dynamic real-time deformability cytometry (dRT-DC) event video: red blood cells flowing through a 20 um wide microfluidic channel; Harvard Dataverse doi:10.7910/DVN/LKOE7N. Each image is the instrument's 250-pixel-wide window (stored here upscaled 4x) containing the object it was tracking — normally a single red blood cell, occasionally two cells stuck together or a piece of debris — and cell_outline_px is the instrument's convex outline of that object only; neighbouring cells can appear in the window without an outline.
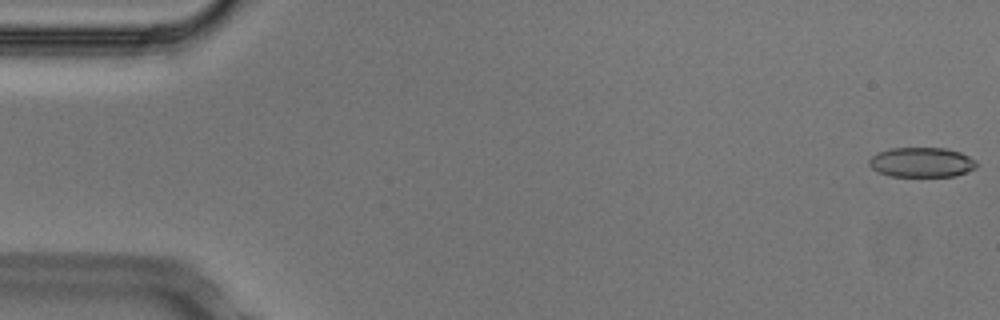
{"species": "Egyptian fruit bat (a non-hibernating species)", "species_latin": "Rousettus aegyptiacus", "temperature_condition": "cold", "stored_images_in_passage": 54, "camera_frame_rate_fps": 3000, "um_per_image_px": 0.085, "animal": {"sex": "male"}, "frame": {"image": 1, "passage_image": 1, "time_ms": 0.0, "image_size_px": [1000, 320], "cell_outline_px": [[976, 168], [956, 176], [892, 176], [880, 172], [872, 168], [868, 164], [868, 160], [872, 156], [880, 152], [892, 148], [944, 148], [960, 152], [976, 160]], "centroid_in_image_um": [78.36, 13.79], "position_along_channel_um": 6.6, "area_um2": 18.5}}
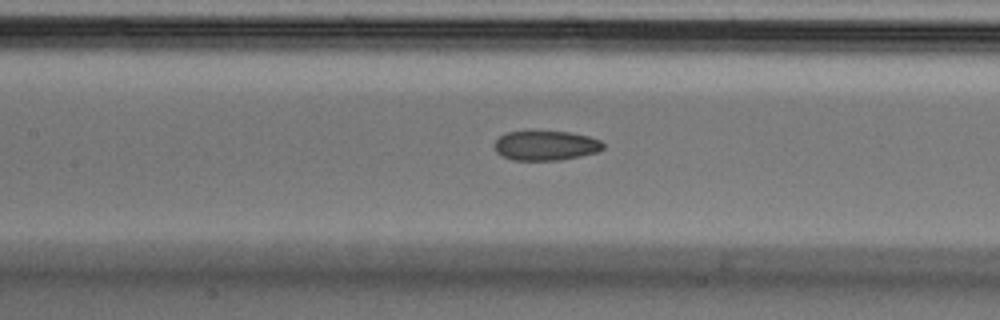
{"frame": {"image": 2, "passage_image": 24, "time_ms": 7.667, "image_size_px": [1000, 320], "cell_outline_px": [[604, 148], [596, 152], [580, 156], [560, 160], [512, 160], [500, 156], [496, 152], [496, 140], [504, 132], [532, 128], [568, 132], [588, 136], [600, 140], [604, 144]], "centroid_in_image_um": [46.33, 12.32], "position_along_channel_um": 161.1, "area_um2": 19.54}}
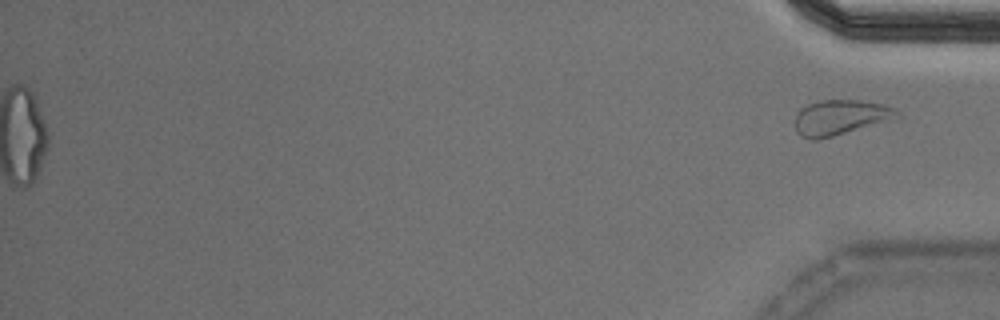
{"frame": {"image": 3, "passage_image": 54, "time_ms": 17.667, "image_size_px": [1000, 320], "cell_outline_px": [[904, 116], [896, 120], [816, 140], [808, 140], [800, 136], [796, 132], [796, 112], [800, 108], [808, 104], [820, 100], [860, 100], [880, 104], [896, 108]], "centroid_in_image_um": [71.49, 9.99], "position_along_channel_um": 363.7, "area_um2": 21.39}, "authors_computed_cell_mechanics": {"area_um2": 19.9988, "velocity_mm_per_s": 3.7612, "shape_relaxation_time_tau1_ms": 7.6507, "shape_relaxation_time_tau2_ms": 3.5582, "deformation_change_tau1": 0.1556, "deformation_change_tau2": 0.095}}